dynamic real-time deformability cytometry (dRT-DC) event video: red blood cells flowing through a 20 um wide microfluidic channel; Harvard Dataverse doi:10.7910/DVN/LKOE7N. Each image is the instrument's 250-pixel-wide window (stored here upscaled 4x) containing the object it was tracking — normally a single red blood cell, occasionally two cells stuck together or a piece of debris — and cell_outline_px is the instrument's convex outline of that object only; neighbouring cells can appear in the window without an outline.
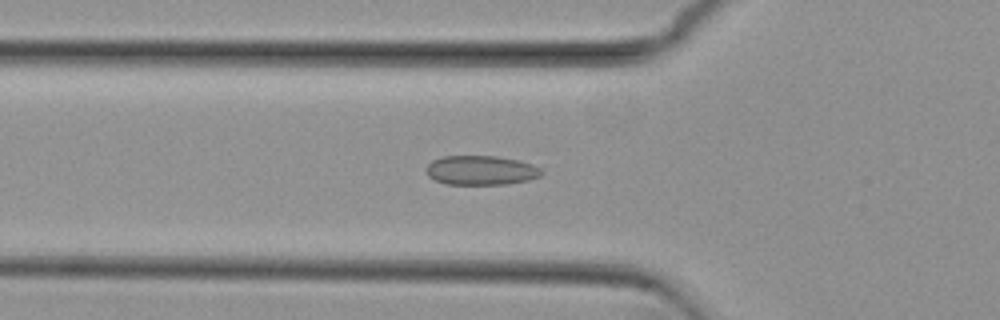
{"species": "common noctule bat (a hibernating species)", "species_latin": "Nyctalus noctula", "temperature_condition": "cold", "stored_images_in_passage": 50, "camera_frame_rate_fps": 3000, "um_per_image_px": 0.085, "animal": {"sex": "female", "body_mass_g": 29.2, "forearm_length_mm": 56.3}, "frame": {"image": 1, "passage_image": 18, "time_ms": 5.667, "image_size_px": [1000, 320], "cell_outline_px": [[544, 172], [540, 176], [528, 180], [508, 184], [444, 184], [428, 176], [424, 168], [432, 160], [444, 156], [496, 156], [520, 160], [532, 164], [540, 168]], "centroid_in_image_um": [40.88, 14.47], "position_along_channel_um": 84.9, "area_um2": 19.88}}
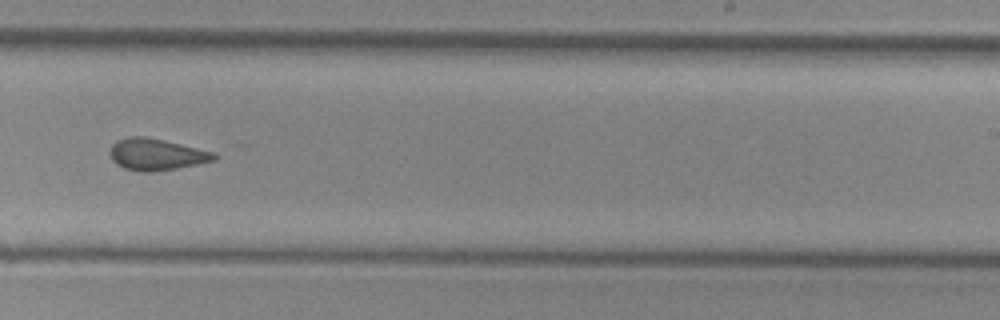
{"frame": {"image": 2, "passage_image": 33, "time_ms": 10.667, "image_size_px": [1000, 320], "cell_outline_px": [[216, 160], [176, 168], [152, 172], [144, 172], [124, 168], [116, 164], [112, 160], [112, 144], [116, 140], [128, 136], [144, 136], [180, 144], [212, 152], [216, 156]], "centroid_in_image_um": [13.26, 13.12], "position_along_channel_um": 275.7, "area_um2": 18.79}}
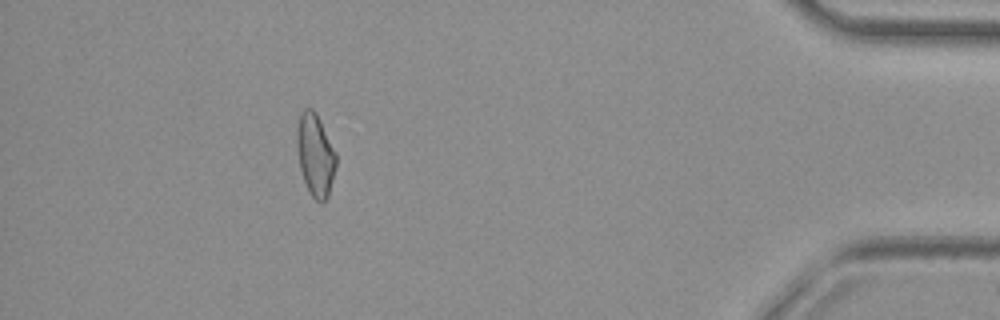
{"frame": {"image": 3, "passage_image": 48, "time_ms": 15.667, "image_size_px": [1000, 320], "cell_outline_px": [[336, 168], [328, 196], [320, 204], [308, 192], [300, 168], [296, 144], [296, 128], [300, 112], [304, 108], [312, 108], [316, 112], [336, 152]], "centroid_in_image_um": [26.79, 13.15], "position_along_channel_um": 408.4, "area_um2": 19.02}}